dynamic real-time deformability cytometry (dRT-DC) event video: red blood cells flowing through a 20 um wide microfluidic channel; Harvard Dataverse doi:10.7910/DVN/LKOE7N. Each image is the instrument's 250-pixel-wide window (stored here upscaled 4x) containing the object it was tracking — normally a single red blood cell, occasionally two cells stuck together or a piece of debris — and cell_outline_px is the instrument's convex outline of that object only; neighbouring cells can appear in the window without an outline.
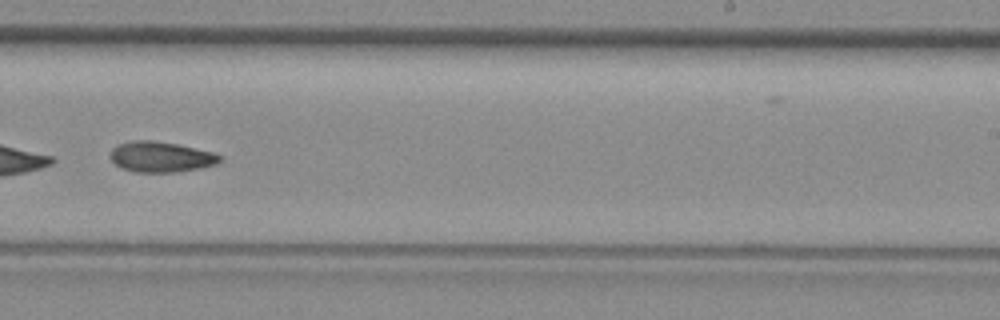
{"species": "common noctule bat (a hibernating species)", "species_latin": "Nyctalus noctula", "temperature_condition": "room temperature", "stored_images_in_passage": 35, "camera_frame_rate_fps": 3000, "um_per_image_px": 0.085, "animal": {"sex": "female", "body_mass_g": 29.2, "forearm_length_mm": 56.3}, "frame": {"image": 1, "passage_image": 23, "time_ms": 7.333, "image_size_px": [1000, 320], "cell_outline_px": [[224, 160], [216, 164], [200, 168], [176, 172], [136, 172], [120, 168], [112, 160], [112, 148], [116, 144], [132, 140], [152, 140], [176, 144], [212, 152], [224, 156]], "centroid_in_image_um": [13.7, 13.33], "position_along_channel_um": 275.3, "area_um2": 19.54}}
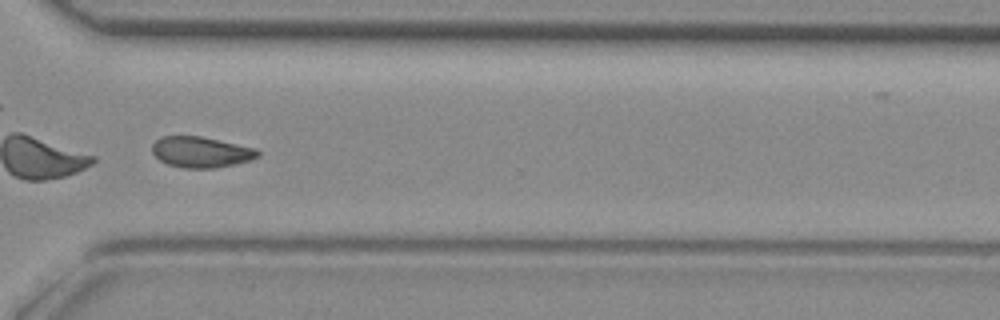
{"frame": {"image": 2, "passage_image": 28, "time_ms": 9.0, "image_size_px": [1000, 320], "cell_outline_px": [[260, 156], [252, 160], [236, 164], [216, 168], [184, 168], [168, 164], [160, 160], [152, 152], [152, 144], [160, 136], [200, 136], [256, 148], [260, 152]], "centroid_in_image_um": [17.11, 12.93], "position_along_channel_um": 353.5, "area_um2": 19.07}}